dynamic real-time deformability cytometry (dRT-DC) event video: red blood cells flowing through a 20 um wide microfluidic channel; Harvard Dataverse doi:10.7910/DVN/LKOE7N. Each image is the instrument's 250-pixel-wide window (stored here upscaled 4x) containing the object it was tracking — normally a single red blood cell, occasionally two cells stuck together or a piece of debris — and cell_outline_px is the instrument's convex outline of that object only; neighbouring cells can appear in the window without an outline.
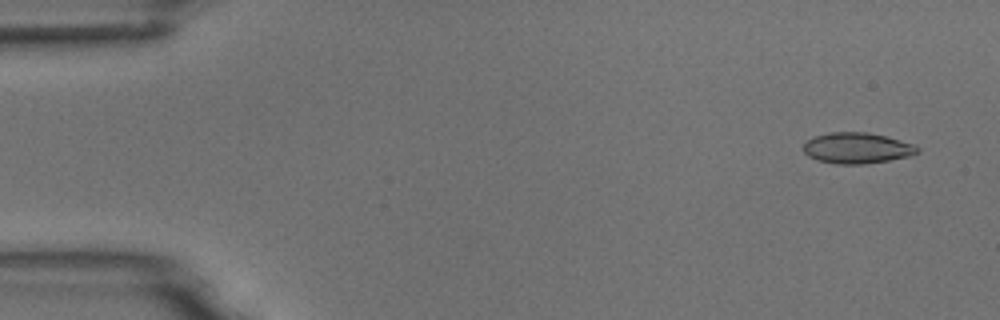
{"species": "common noctule bat (a hibernating species)", "species_latin": "Nyctalus noctula", "temperature_condition": "room temperature", "stored_images_in_passage": 8, "camera_frame_rate_fps": 3000, "um_per_image_px": 0.085, "animal": {"sex": "male", "body_mass_g": 18.8}, "frame": {"image": 1, "passage_image": 1, "time_ms": 0.0, "image_size_px": [1000, 320], "cell_outline_px": [[920, 152], [908, 156], [888, 160], [864, 164], [836, 164], [816, 160], [808, 156], [804, 152], [804, 144], [808, 140], [816, 136], [828, 132], [868, 132], [916, 144], [920, 148]], "centroid_in_image_um": [72.86, 12.58], "position_along_channel_um": 12.1, "area_um2": 20.52}}
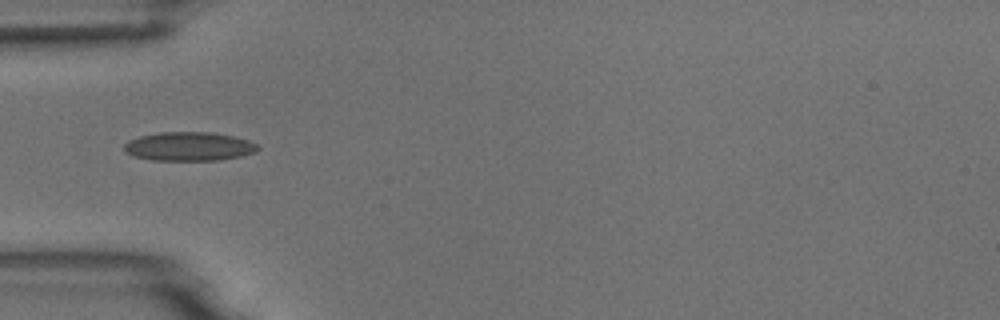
{"frame": {"image": 2, "passage_image": 5, "time_ms": 4.667, "image_size_px": [1000, 320], "cell_outline_px": [[260, 148], [256, 152], [240, 156], [220, 160], [152, 160], [132, 156], [124, 152], [124, 144], [128, 140], [140, 136], [160, 132], [212, 132], [232, 136], [248, 140], [256, 144]], "centroid_in_image_um": [16.04, 12.45], "position_along_channel_um": 69.0, "area_um2": 22.54}}